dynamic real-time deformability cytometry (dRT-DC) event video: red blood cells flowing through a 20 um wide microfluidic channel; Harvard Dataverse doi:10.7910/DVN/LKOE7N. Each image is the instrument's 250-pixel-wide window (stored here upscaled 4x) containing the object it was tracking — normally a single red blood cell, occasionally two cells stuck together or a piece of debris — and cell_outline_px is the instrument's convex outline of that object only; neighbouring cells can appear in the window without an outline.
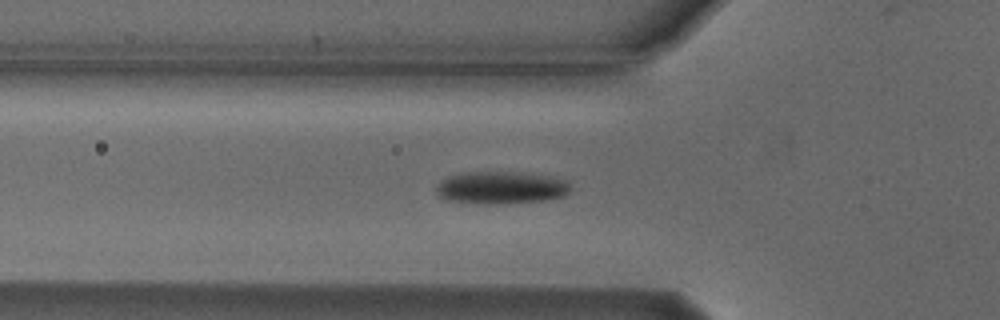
{"species": "Egyptian fruit bat (a non-hibernating species)", "species_latin": "Rousettus aegyptiacus", "temperature_condition": "cold", "stored_images_in_passage": 34, "camera_frame_rate_fps": 3000, "um_per_image_px": 0.085, "animal": {"sex": "male"}, "frame": {"image": 1, "passage_image": 2, "time_ms": 0.333, "image_size_px": [1000, 320], "cell_outline_px": [[568, 192], [564, 196], [544, 200], [500, 204], [484, 204], [448, 200], [440, 196], [436, 188], [448, 176], [464, 172], [512, 172], [548, 176], [568, 180]], "centroid_in_image_um": [42.6, 15.95], "position_along_channel_um": 83.2, "area_um2": 25.03}}
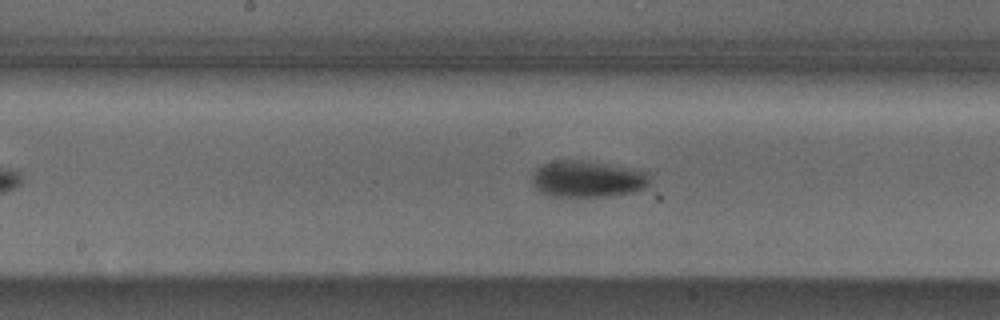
{"frame": {"image": 2, "passage_image": 11, "time_ms": 3.333, "image_size_px": [1000, 320], "cell_outline_px": [[648, 184], [644, 188], [632, 192], [604, 196], [556, 196], [544, 192], [536, 188], [532, 184], [532, 176], [536, 168], [544, 164], [556, 160], [580, 160], [604, 164], [648, 172]], "centroid_in_image_um": [49.9, 15.21], "position_along_channel_um": 198.3, "area_um2": 24.39}}
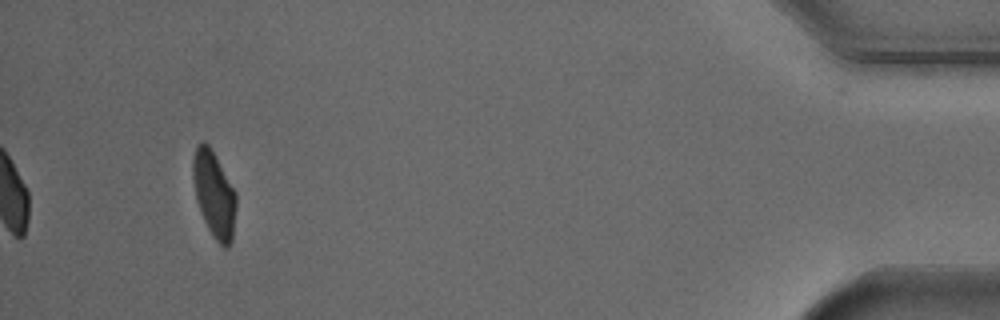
{"frame": {"image": 3, "passage_image": 34, "time_ms": 11.0, "image_size_px": [1000, 320], "cell_outline_px": [[236, 204], [232, 240], [228, 248], [224, 248], [212, 236], [200, 212], [196, 200], [192, 176], [192, 160], [196, 148], [204, 140], [212, 148], [236, 192]], "centroid_in_image_um": [18.19, 16.51], "position_along_channel_um": 417.0, "area_um2": 21.85}, "authors_computed_cell_mechanics": {"area_um2": 24.4494, "velocity_mm_per_s": 3.8235, "shape_relaxation_time_tau1_ms": 4.5126, "shape_relaxation_time_tau2_ms": null, "deformation_change_tau1": 0.1374, "deformation_change_tau2": null}}